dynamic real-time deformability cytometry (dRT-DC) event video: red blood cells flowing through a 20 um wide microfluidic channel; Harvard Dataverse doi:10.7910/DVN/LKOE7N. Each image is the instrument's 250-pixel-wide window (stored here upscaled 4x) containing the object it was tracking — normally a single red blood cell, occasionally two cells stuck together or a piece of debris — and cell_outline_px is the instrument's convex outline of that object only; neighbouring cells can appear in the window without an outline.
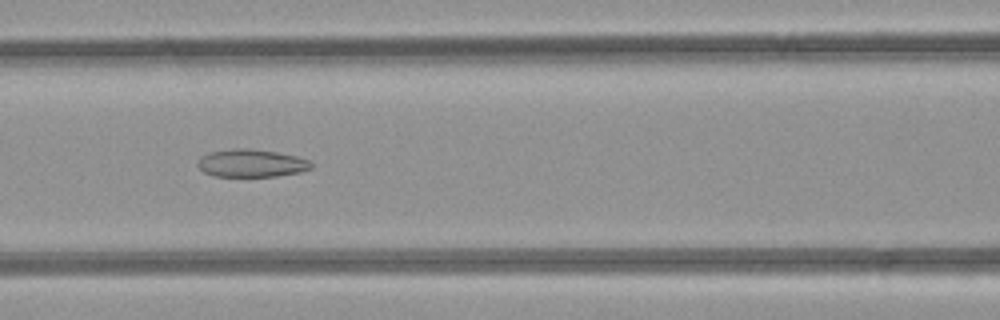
{"species": "common noctule bat (a hibernating species)", "species_latin": "Nyctalus noctula", "temperature_condition": "room temperature", "stored_images_in_passage": 49, "camera_frame_rate_fps": 3000, "um_per_image_px": 0.085, "animal": {"sex": "female", "body_mass_g": 21.9}, "frame": {"image": 1, "passage_image": 21, "time_ms": 6.667, "image_size_px": [1000, 320], "cell_outline_px": [[312, 168], [300, 172], [276, 176], [216, 176], [204, 172], [196, 164], [200, 156], [208, 152], [236, 148], [248, 148], [276, 152], [296, 156], [308, 160], [312, 164]], "centroid_in_image_um": [21.34, 13.86], "position_along_channel_um": 145.3, "area_um2": 18.32}}
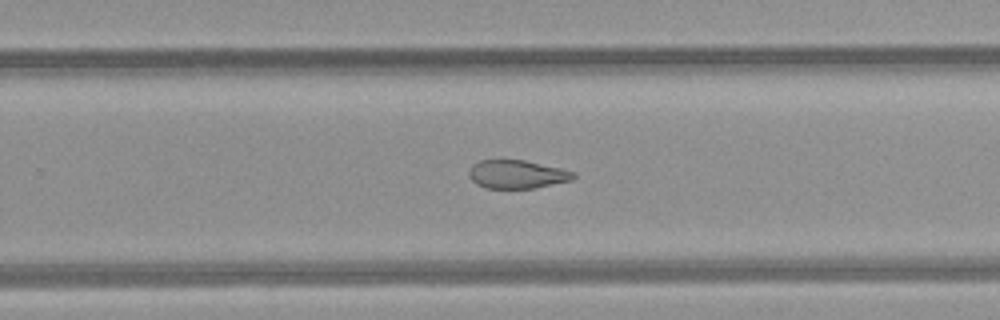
{"frame": {"image": 2, "passage_image": 31, "time_ms": 10.0, "image_size_px": [1000, 320], "cell_outline_px": [[576, 176], [572, 180], [536, 188], [484, 188], [476, 184], [472, 180], [468, 172], [472, 164], [480, 160], [524, 160], [560, 168], [576, 172]], "centroid_in_image_um": [43.95, 14.82], "position_along_channel_um": 285.9, "area_um2": 17.34}}
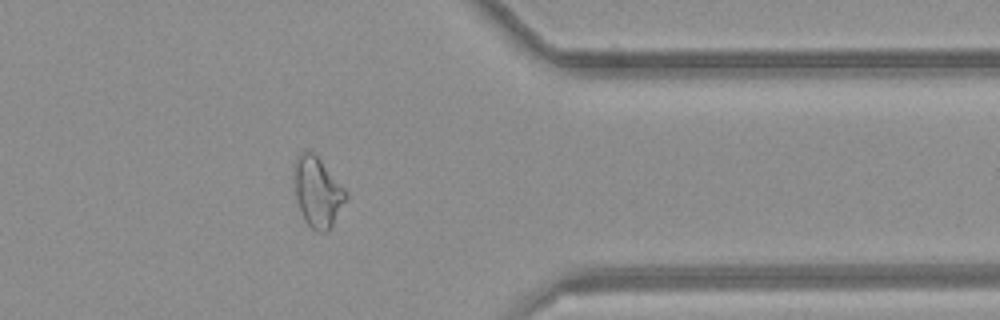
{"frame": {"image": 3, "passage_image": 39, "time_ms": 12.667, "image_size_px": [1000, 320], "cell_outline_px": [[348, 196], [328, 232], [316, 232], [304, 220], [300, 212], [296, 200], [292, 172], [292, 164], [296, 156], [304, 148], [312, 152], [320, 160], [348, 192]], "centroid_in_image_um": [26.94, 16.29], "position_along_channel_um": 384.5, "area_um2": 21.5}, "authors_computed_cell_mechanics": {"area_um2": 22.4264, "velocity_mm_per_s": 4.2364, "shape_relaxation_time_tau1_ms": null, "shape_relaxation_time_tau2_ms": 2.6514, "deformation_change_tau1": null, "deformation_change_tau2": 0.1036}}